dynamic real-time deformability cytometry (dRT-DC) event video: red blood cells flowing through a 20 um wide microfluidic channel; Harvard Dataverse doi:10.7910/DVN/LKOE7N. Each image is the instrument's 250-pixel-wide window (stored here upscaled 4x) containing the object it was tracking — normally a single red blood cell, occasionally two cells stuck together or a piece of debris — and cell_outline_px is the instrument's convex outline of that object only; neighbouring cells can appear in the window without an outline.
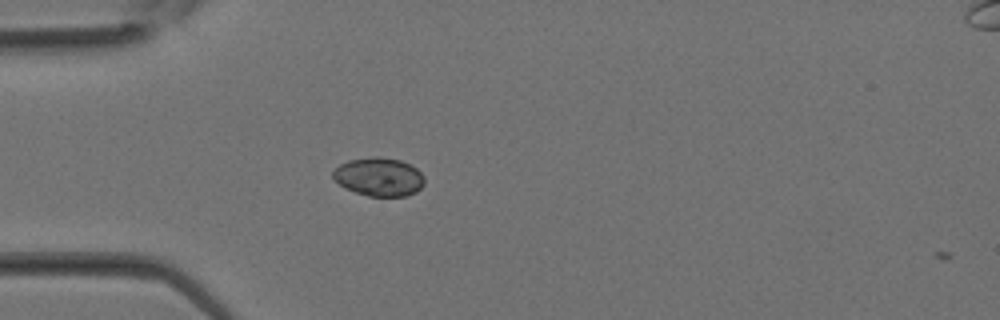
{"species": "Egyptian fruit bat (a non-hibernating species)", "species_latin": "Rousettus aegyptiacus", "temperature_condition": "room temperature", "stored_images_in_passage": 2, "camera_frame_rate_fps": 3000, "um_per_image_px": 0.085, "animal": {"sex": "female"}, "frame": {"image": 1, "passage_image": 1, "time_ms": 0.0, "image_size_px": [1000, 320], "cell_outline_px": [[424, 184], [416, 192], [404, 196], [368, 196], [344, 188], [332, 176], [332, 172], [340, 164], [348, 160], [376, 156], [380, 156], [400, 160], [416, 168], [424, 176]], "centroid_in_image_um": [32.21, 15.03], "position_along_channel_um": 52.8, "area_um2": 20.46}}